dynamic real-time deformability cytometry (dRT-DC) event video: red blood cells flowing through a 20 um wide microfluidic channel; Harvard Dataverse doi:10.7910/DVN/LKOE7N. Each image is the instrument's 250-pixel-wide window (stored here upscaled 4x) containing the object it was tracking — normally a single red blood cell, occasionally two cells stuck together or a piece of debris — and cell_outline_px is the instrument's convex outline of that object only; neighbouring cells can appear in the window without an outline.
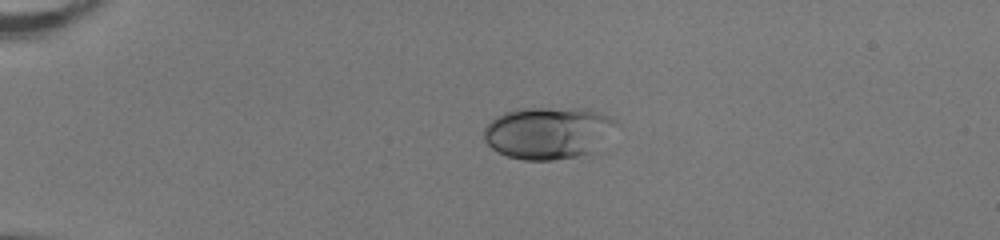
{"species": "human", "species_latin": "Homo sapiens", "temperature_condition": "room temperature", "stored_images_in_passage": 40, "camera_frame_rate_fps": 3000, "um_per_image_px": 0.085, "donor": {"sex": "female"}, "frame": {"image": 1, "passage_image": 1, "time_ms": 0.0, "image_size_px": [1000, 240], "cell_outline_px": [[620, 124], [608, 152], [552, 160], [524, 160], [508, 156], [492, 148], [484, 140], [484, 128], [496, 116], [504, 112], [516, 108], [584, 108], [612, 116]], "centroid_in_image_um": [46.83, 11.31], "position_along_channel_um": 38.2, "area_um2": 42.25}}
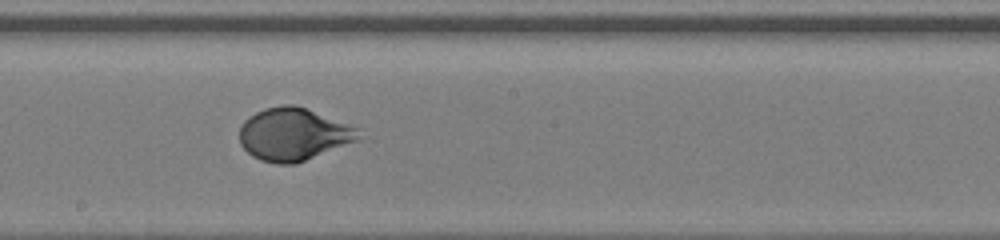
{"frame": {"image": 2, "passage_image": 19, "time_ms": 6.0, "image_size_px": [1000, 240], "cell_outline_px": [[360, 140], [296, 164], [276, 164], [260, 160], [252, 156], [240, 144], [240, 128], [244, 120], [248, 116], [264, 108], [284, 104], [292, 104], [304, 108], [360, 128]], "centroid_in_image_um": [24.95, 11.43], "position_along_channel_um": 223.3, "area_um2": 36.65}}
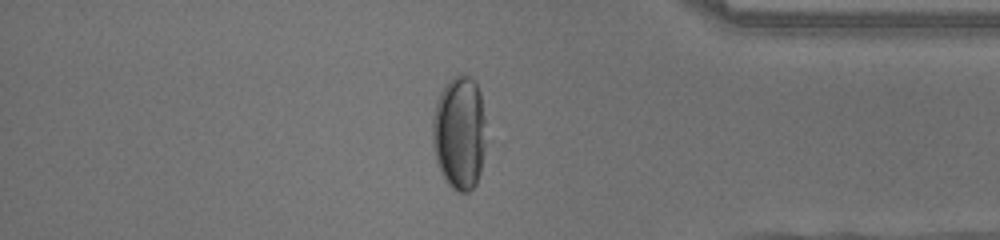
{"frame": {"image": 3, "passage_image": 33, "time_ms": 10.667, "image_size_px": [1000, 240], "cell_outline_px": [[484, 148], [480, 172], [476, 184], [468, 192], [456, 192], [448, 184], [440, 172], [432, 148], [432, 116], [436, 100], [440, 92], [448, 80], [452, 76], [460, 72], [464, 72], [472, 76], [480, 92], [484, 116]], "centroid_in_image_um": [39.02, 11.24], "position_along_channel_um": 396.2, "area_um2": 36.07}, "authors_computed_cell_mechanics": {"area_um2": 36.8764, "velocity_mm_per_s": 4.0284, "shape_relaxation_time_tau1_ms": 2.9038, "shape_relaxation_time_tau2_ms": null, "deformation_change_tau1": 0.197, "deformation_change_tau2": null}}